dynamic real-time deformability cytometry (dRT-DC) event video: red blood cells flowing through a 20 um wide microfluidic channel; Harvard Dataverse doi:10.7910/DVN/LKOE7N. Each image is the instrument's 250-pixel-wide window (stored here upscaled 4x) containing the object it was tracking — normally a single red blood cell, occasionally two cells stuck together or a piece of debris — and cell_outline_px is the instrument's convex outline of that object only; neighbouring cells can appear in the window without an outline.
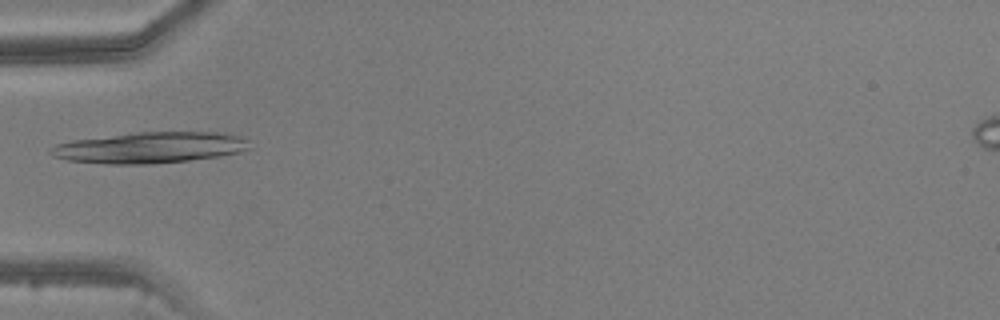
{"species": "common noctule bat (a hibernating species)", "species_latin": "Nyctalus noctula", "temperature_condition": "warm", "stored_images_in_passage": 3, "camera_frame_rate_fps": 3000, "um_per_image_px": 0.085, "animal": {"sex": "male", "body_mass_g": 20.5, "forearm_length_mm": 52.5}, "frame": {"image": 1, "passage_image": 2, "time_ms": 1.333, "image_size_px": [1000, 320], "cell_outline_px": [[248, 148], [240, 152], [220, 156], [188, 160], [152, 164], [108, 164], [68, 160], [52, 156], [48, 152], [48, 148], [56, 144], [72, 140], [136, 132], [216, 132], [240, 136], [248, 140]], "centroid_in_image_um": [12.7, 12.54], "position_along_channel_um": 72.3, "area_um2": 36.01}}
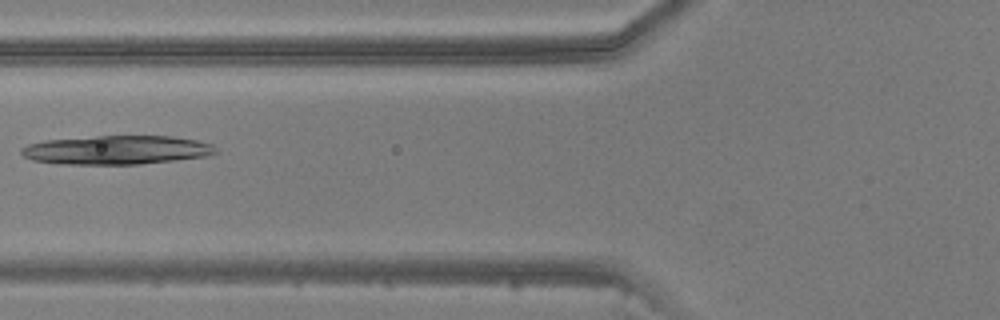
{"frame": {"image": 2, "passage_image": 3, "time_ms": 2.333, "image_size_px": [1000, 320], "cell_outline_px": [[216, 152], [204, 156], [176, 160], [140, 164], [64, 164], [32, 160], [24, 156], [20, 152], [20, 148], [28, 144], [44, 140], [96, 136], [172, 136], [196, 140], [212, 144], [216, 148]], "centroid_in_image_um": [9.88, 12.74], "position_along_channel_um": 115.9, "area_um2": 32.6}}